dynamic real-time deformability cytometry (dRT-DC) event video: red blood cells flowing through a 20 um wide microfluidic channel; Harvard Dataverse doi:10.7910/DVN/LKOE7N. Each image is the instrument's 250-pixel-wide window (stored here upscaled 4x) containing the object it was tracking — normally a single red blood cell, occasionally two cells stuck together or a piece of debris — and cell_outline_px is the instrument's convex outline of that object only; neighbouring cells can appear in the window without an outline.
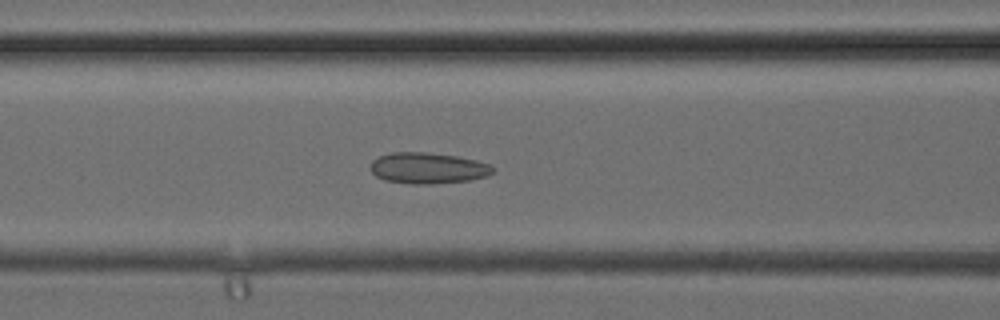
{"species": "common noctule bat (a hibernating species)", "species_latin": "Nyctalus noctula", "temperature_condition": "cold", "stored_images_in_passage": 30, "camera_frame_rate_fps": 3000, "um_per_image_px": 0.085, "animal": {"sex": "female", "body_mass_g": 24.6, "forearm_length_mm": 56.2}, "frame": {"image": 1, "passage_image": 8, "time_ms": 2.333, "image_size_px": [1000, 320], "cell_outline_px": [[496, 172], [488, 176], [468, 180], [432, 184], [412, 184], [384, 180], [376, 176], [368, 168], [372, 160], [380, 156], [392, 152], [428, 152], [456, 156], [476, 160], [488, 164], [496, 168]], "centroid_in_image_um": [36.37, 14.29], "position_along_channel_um": 130.2, "area_um2": 22.37}}
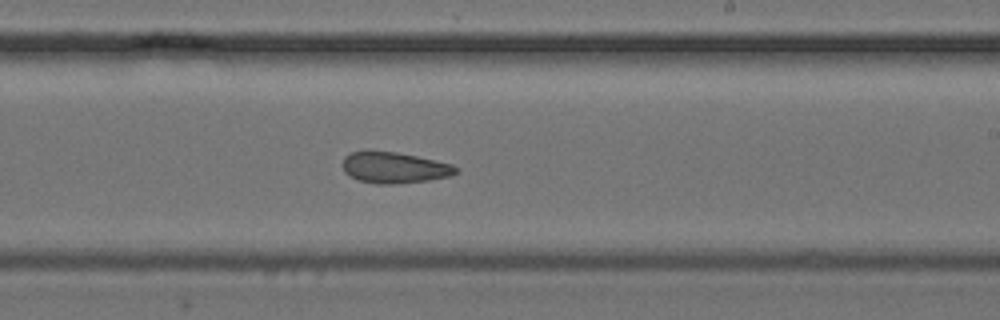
{"frame": {"image": 2, "passage_image": 15, "time_ms": 4.667, "image_size_px": [1000, 320], "cell_outline_px": [[460, 168], [452, 176], [428, 180], [392, 184], [376, 184], [360, 180], [344, 172], [344, 156], [352, 152], [368, 148], [396, 152], [416, 156], [452, 164]], "centroid_in_image_um": [33.51, 14.22], "position_along_channel_um": 255.5, "area_um2": 20.75}}
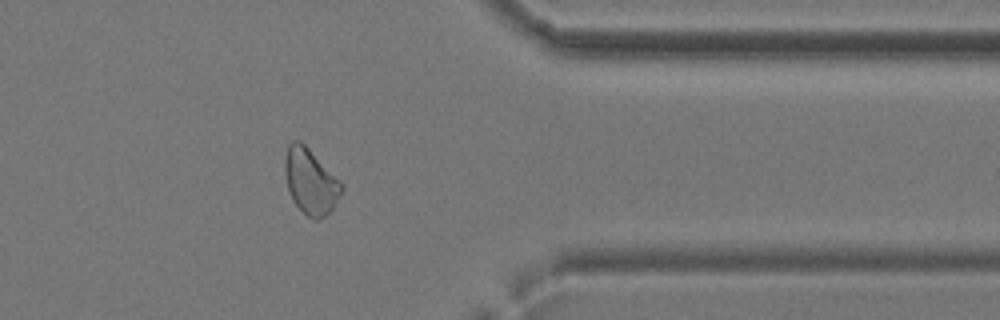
{"frame": {"image": 3, "passage_image": 23, "time_ms": 7.333, "image_size_px": [1000, 320], "cell_outline_px": [[344, 188], [332, 208], [324, 216], [316, 220], [312, 220], [292, 200], [288, 188], [284, 168], [284, 156], [288, 144], [292, 140], [300, 140], [344, 184]], "centroid_in_image_um": [26.38, 15.39], "position_along_channel_um": 385.0, "area_um2": 21.44}}